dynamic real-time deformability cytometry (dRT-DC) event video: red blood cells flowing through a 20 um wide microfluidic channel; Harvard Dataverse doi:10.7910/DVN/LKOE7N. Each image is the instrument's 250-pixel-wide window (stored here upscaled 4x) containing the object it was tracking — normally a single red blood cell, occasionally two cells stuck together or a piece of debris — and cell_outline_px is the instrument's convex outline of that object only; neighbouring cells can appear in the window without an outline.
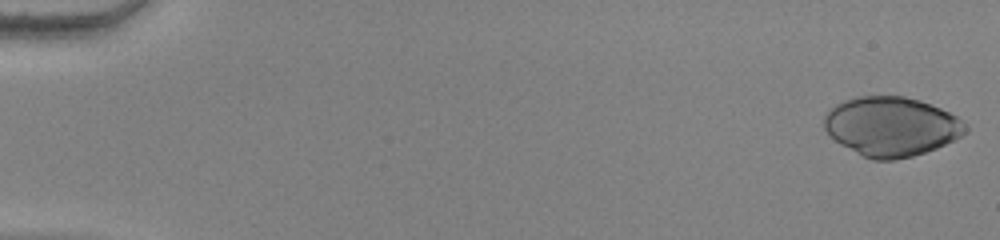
{"species": "human", "species_latin": "Homo sapiens", "temperature_condition": "warm", "stored_images_in_passage": 54, "camera_frame_rate_fps": 3000, "um_per_image_px": 0.085, "donor": {"sex": "female"}, "frame": {"image": 1, "passage_image": 1, "time_ms": 0.0, "image_size_px": [1000, 240], "cell_outline_px": [[968, 132], [936, 148], [912, 156], [896, 160], [872, 160], [840, 144], [824, 128], [824, 116], [836, 104], [844, 100], [856, 96], [904, 96], [920, 100], [940, 108], [964, 120], [968, 124]], "centroid_in_image_um": [75.78, 10.74], "position_along_channel_um": 9.2, "area_um2": 48.73}}
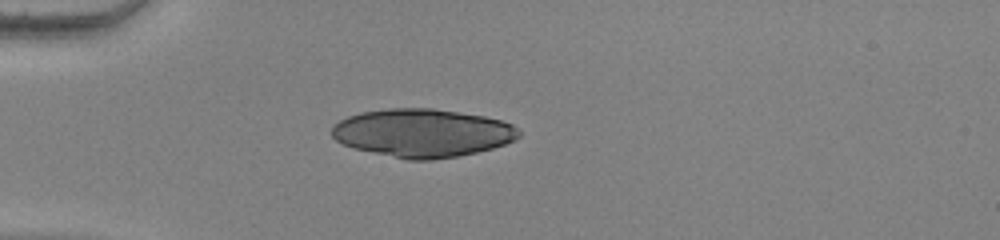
{"frame": {"image": 2, "passage_image": 16, "time_ms": 5.0, "image_size_px": [1000, 240], "cell_outline_px": [[520, 136], [504, 144], [492, 148], [476, 152], [456, 156], [432, 160], [408, 160], [352, 148], [336, 140], [332, 136], [332, 124], [348, 116], [360, 112], [388, 108], [432, 108], [484, 116], [500, 120], [512, 124], [520, 132]], "centroid_in_image_um": [35.87, 11.3], "position_along_channel_um": 49.1, "area_um2": 52.48}}
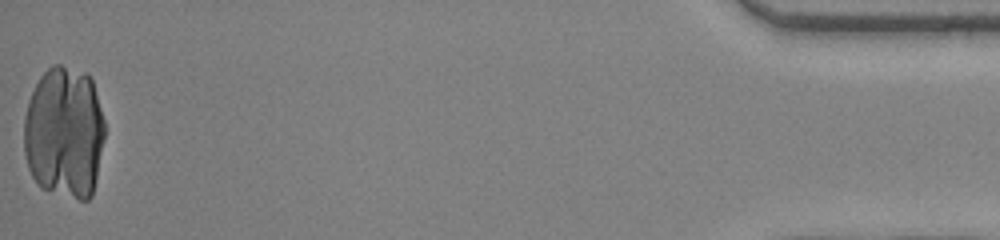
{"frame": {"image": 3, "passage_image": 54, "time_ms": 17.667, "image_size_px": [1000, 240], "cell_outline_px": [[104, 136], [92, 196], [88, 200], [80, 200], [40, 188], [36, 184], [28, 168], [24, 152], [24, 116], [28, 100], [40, 76], [52, 64], [60, 64], [84, 72], [92, 80], [104, 120]], "centroid_in_image_um": [5.44, 11.27], "position_along_channel_um": 429.8, "area_um2": 62.54}}